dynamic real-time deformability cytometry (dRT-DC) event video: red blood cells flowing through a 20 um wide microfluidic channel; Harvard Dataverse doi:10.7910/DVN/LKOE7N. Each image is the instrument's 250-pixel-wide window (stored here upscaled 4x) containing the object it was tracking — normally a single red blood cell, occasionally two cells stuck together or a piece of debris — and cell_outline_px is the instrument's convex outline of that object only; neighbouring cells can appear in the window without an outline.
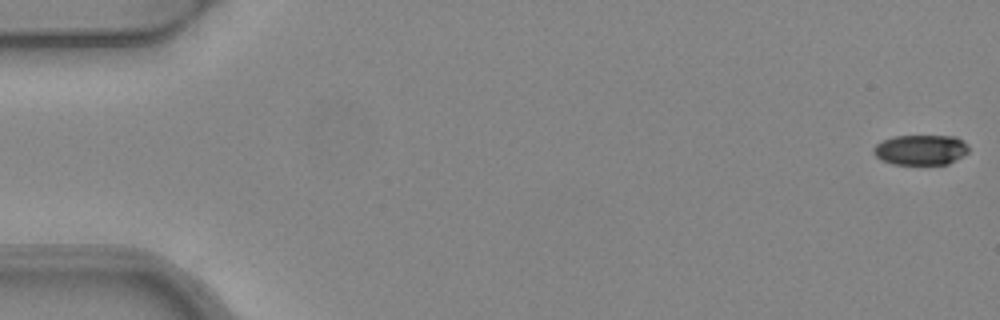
{"species": "common noctule bat (a hibernating species)", "species_latin": "Nyctalus noctula", "temperature_condition": "warm", "stored_images_in_passage": 5, "camera_frame_rate_fps": 3000, "um_per_image_px": 0.085, "animal": {"sex": "female", "body_mass_g": 24.6, "forearm_length_mm": 56.2}, "frame": {"image": 1, "passage_image": 1, "time_ms": 0.0, "image_size_px": [1000, 320], "cell_outline_px": [[968, 152], [948, 164], [892, 164], [880, 160], [872, 152], [872, 148], [880, 140], [892, 136], [956, 136], [968, 144]], "centroid_in_image_um": [78.21, 12.73], "position_along_channel_um": 6.8, "area_um2": 16.94}}
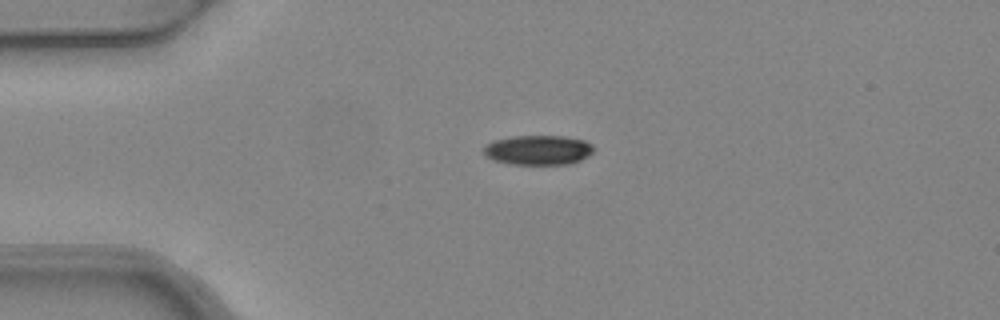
{"frame": {"image": 2, "passage_image": 4, "time_ms": 1.0, "image_size_px": [1000, 320], "cell_outline_px": [[596, 148], [588, 156], [580, 160], [568, 164], [508, 164], [492, 160], [484, 156], [484, 148], [488, 144], [496, 140], [512, 136], [564, 136], [584, 140], [592, 144]], "centroid_in_image_um": [45.76, 12.76], "position_along_channel_um": 39.2, "area_um2": 19.07}}